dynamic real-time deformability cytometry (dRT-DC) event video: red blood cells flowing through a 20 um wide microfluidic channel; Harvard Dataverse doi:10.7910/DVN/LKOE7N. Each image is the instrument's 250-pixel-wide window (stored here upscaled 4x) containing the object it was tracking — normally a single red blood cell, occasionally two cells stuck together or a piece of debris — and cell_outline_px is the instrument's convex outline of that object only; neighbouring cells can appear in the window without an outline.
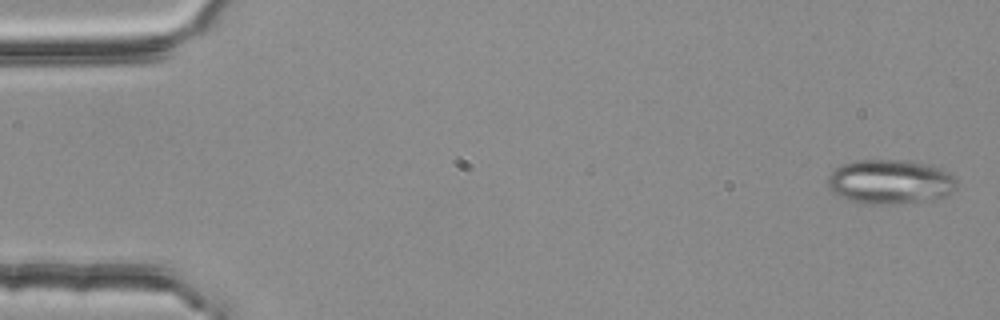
{"species": "common noctule bat (a hibernating species)", "species_latin": "Nyctalus noctula", "temperature_condition": "room temperature", "stored_images_in_passage": 4, "camera_frame_rate_fps": 3000, "um_per_image_px": 0.085, "animal": {"sex": "female", "body_mass_g": 25.1}, "frame": {"image": 1, "passage_image": 1, "time_ms": 0.0, "image_size_px": [1000, 320], "cell_outline_px": [[956, 188], [952, 192], [944, 196], [916, 200], [884, 204], [868, 204], [848, 200], [840, 196], [828, 188], [828, 176], [840, 164], [856, 160], [908, 160], [932, 164], [948, 172], [956, 180]], "centroid_in_image_um": [75.63, 15.41], "position_along_channel_um": 9.4, "area_um2": 33.06}}